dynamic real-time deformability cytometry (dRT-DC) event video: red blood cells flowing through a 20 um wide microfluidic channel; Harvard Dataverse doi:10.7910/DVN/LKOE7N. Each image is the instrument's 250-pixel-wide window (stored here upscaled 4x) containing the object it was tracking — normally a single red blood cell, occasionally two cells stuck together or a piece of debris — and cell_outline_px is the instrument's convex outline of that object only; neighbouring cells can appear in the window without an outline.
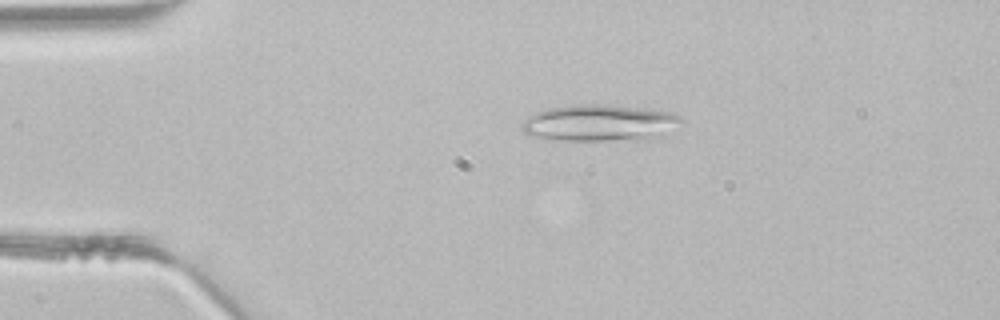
{"species": "common noctule bat (a hibernating species)", "species_latin": "Nyctalus noctula", "temperature_condition": "room temperature", "stored_images_in_passage": 2, "camera_frame_rate_fps": 3000, "um_per_image_px": 0.085, "animal": {"sex": "male", "body_mass_g": 21.5, "forearm_length_mm": 52.0}, "frame": {"image": 1, "passage_image": 1, "time_ms": 0.0, "image_size_px": [1000, 320], "cell_outline_px": [[684, 120], [664, 136], [608, 140], [548, 140], [532, 136], [524, 132], [520, 128], [520, 124], [532, 112], [548, 108], [580, 104], [600, 104], [672, 112], [680, 116]], "centroid_in_image_um": [50.88, 10.44], "position_along_channel_um": 34.1, "area_um2": 33.81}}